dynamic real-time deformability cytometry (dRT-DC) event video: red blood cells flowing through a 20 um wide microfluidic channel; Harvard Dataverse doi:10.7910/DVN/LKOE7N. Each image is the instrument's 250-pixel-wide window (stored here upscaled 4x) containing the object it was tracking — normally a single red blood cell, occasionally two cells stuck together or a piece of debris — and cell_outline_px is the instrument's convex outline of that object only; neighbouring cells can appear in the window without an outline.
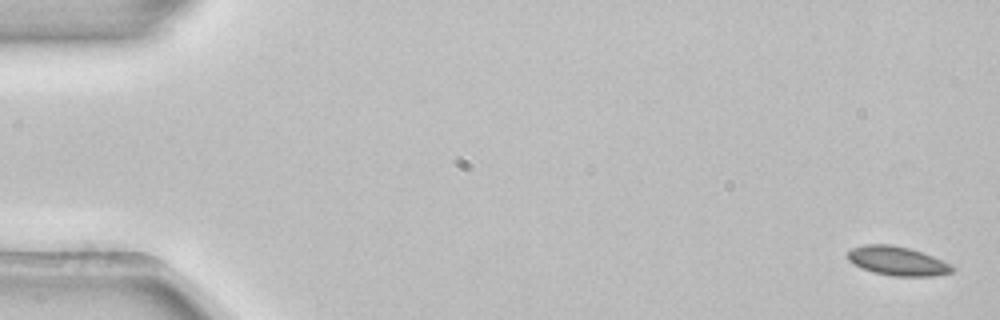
{"species": "common noctule bat (a hibernating species)", "species_latin": "Nyctalus noctula", "temperature_condition": "room temperature", "stored_images_in_passage": 5, "segment_of_instrument_passage": [2, 2], "camera_frame_rate_fps": 3000, "um_per_image_px": 0.085, "animal": {"sex": "female", "body_mass_g": 22.7, "forearm_length_mm": 54.2}, "frame": {"image": 1, "passage_image": 5, "time_ms": 1.333, "image_size_px": [1000, 320], "cell_outline_px": [[956, 268], [952, 272], [932, 276], [892, 276], [872, 272], [860, 268], [852, 264], [848, 260], [848, 252], [852, 248], [864, 244], [888, 244], [912, 248], [952, 264]], "centroid_in_image_um": [76.27, 22.18], "position_along_channel_um": 8.7, "area_um2": 17.92}}